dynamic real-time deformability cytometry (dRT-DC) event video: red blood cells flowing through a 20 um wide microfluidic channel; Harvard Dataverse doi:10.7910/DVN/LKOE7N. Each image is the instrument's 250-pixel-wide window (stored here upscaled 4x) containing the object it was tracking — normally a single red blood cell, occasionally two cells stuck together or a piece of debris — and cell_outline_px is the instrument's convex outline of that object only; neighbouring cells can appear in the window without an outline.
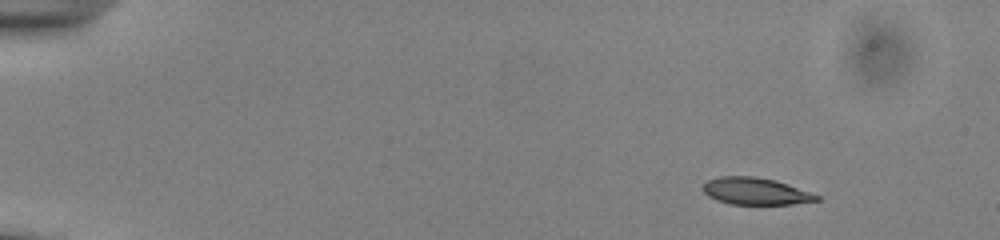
{"species": "common noctule bat (a hibernating species)", "species_latin": "Nyctalus noctula", "temperature_condition": "cold", "stored_images_in_passage": 47, "camera_frame_rate_fps": 3000, "um_per_image_px": 0.085, "animal": {"sex": "male", "body_mass_g": 13.0, "forearm_length_mm": 53.1}, "frame": {"image": 1, "passage_image": 1, "time_ms": 0.0, "image_size_px": [1000, 240], "cell_outline_px": [[820, 200], [792, 204], [728, 204], [716, 200], [708, 196], [700, 188], [708, 180], [720, 176], [756, 176], [772, 180], [820, 196]], "centroid_in_image_um": [64.13, 16.26], "position_along_channel_um": 20.9, "area_um2": 17.63}}
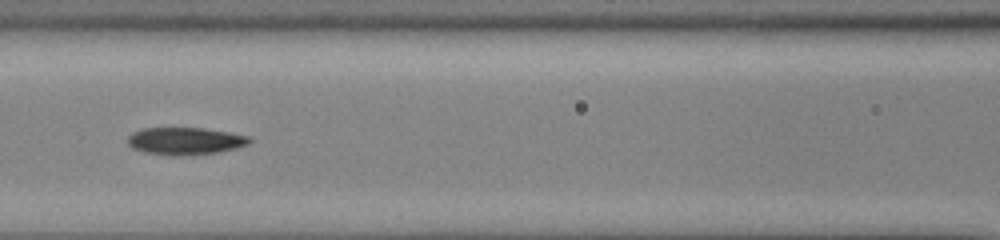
{"frame": {"image": 2, "passage_image": 20, "time_ms": 6.333, "image_size_px": [1000, 240], "cell_outline_px": [[252, 140], [248, 144], [236, 148], [216, 152], [180, 156], [172, 156], [144, 152], [132, 148], [128, 144], [128, 136], [132, 132], [144, 128], [204, 128], [228, 132], [248, 136]], "centroid_in_image_um": [15.71, 11.98], "position_along_channel_um": 150.9, "area_um2": 19.36}}
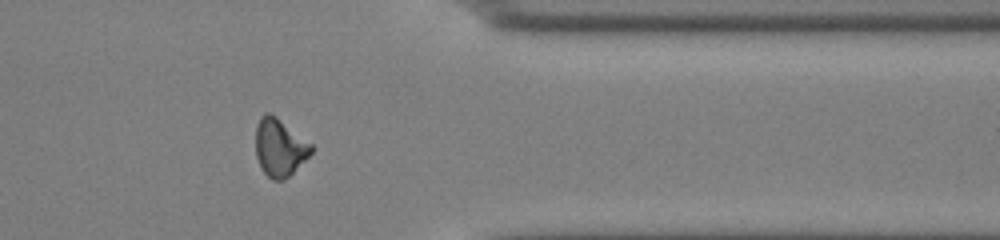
{"frame": {"image": 3, "passage_image": 39, "time_ms": 12.667, "image_size_px": [1000, 240], "cell_outline_px": [[312, 152], [284, 180], [272, 180], [264, 172], [256, 156], [256, 124], [260, 116], [264, 112], [268, 112], [276, 116], [312, 144]], "centroid_in_image_um": [23.74, 12.5], "position_along_channel_um": 387.7, "area_um2": 18.44}, "authors_computed_cell_mechanics": {"area_um2": 18.8428, "velocity_mm_per_s": 3.8923, "shape_relaxation_time_tau1_ms": 3.6663, "shape_relaxation_time_tau2_ms": null, "deformation_change_tau1": 0.1415, "deformation_change_tau2": null}}